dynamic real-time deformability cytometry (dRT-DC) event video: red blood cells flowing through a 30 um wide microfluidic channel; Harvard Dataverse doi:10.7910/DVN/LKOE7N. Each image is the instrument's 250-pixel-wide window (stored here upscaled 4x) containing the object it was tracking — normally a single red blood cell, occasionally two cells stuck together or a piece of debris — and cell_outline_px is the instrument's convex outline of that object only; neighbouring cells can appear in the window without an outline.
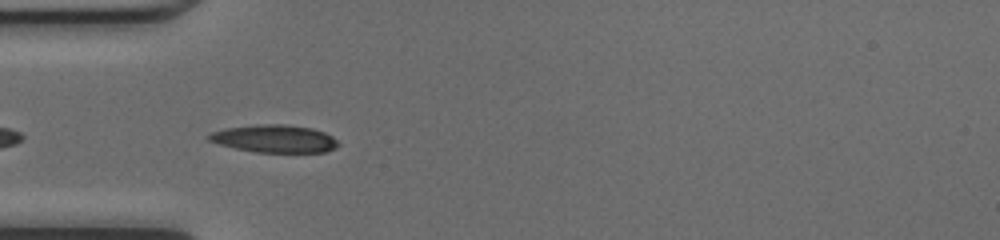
{"species": "common noctule bat (a hibernating species)", "species_latin": "Nyctalus noctula", "temperature_condition": "cold", "stored_images_in_passage": 34, "camera_frame_rate_fps": 3000, "um_per_image_px": 0.085, "animal": {"sex": "female", "body_mass_g": 17.0, "forearm_length_mm": 48.0}, "frame": {"image": 1, "passage_image": 2, "time_ms": 0.333, "image_size_px": [1000, 240], "cell_outline_px": [[340, 144], [336, 148], [328, 152], [256, 152], [236, 148], [220, 144], [208, 140], [208, 132], [224, 128], [256, 124], [284, 124], [312, 128], [324, 132], [332, 136]], "centroid_in_image_um": [23.34, 11.78], "position_along_channel_um": 61.7, "area_um2": 20.98}}
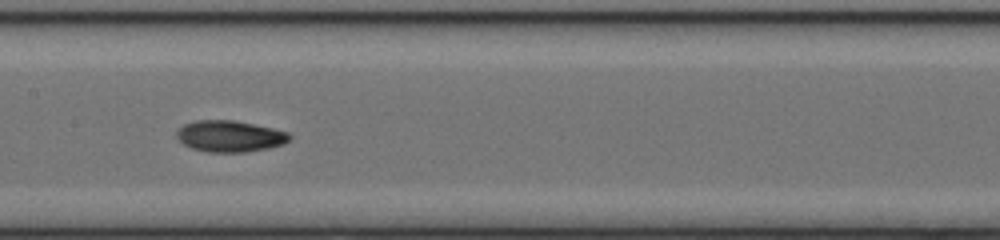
{"frame": {"image": 2, "passage_image": 11, "time_ms": 3.333, "image_size_px": [1000, 240], "cell_outline_px": [[292, 140], [284, 144], [268, 148], [244, 152], [208, 152], [192, 148], [184, 144], [176, 136], [176, 132], [184, 124], [196, 120], [232, 120], [272, 128], [288, 132], [292, 136]], "centroid_in_image_um": [19.56, 11.58], "position_along_channel_um": 187.8, "area_um2": 20.58}}
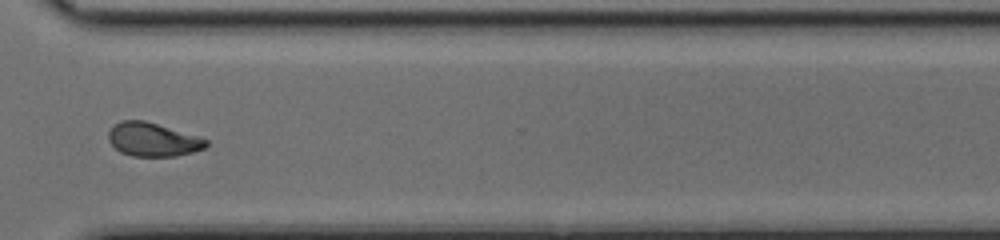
{"frame": {"image": 3, "passage_image": 23, "time_ms": 7.333, "image_size_px": [1000, 240], "cell_outline_px": [[208, 144], [204, 148], [192, 152], [176, 156], [132, 156], [120, 152], [108, 140], [108, 132], [112, 124], [120, 120], [144, 120], [200, 136], [208, 140]], "centroid_in_image_um": [12.97, 11.85], "position_along_channel_um": 357.6, "area_um2": 19.31}, "authors_computed_cell_mechanics": {"area_um2": 19.7387, "velocity_mm_per_s": 4.2559, "shape_relaxation_time_tau1_ms": 3.0316, "shape_relaxation_time_tau2_ms": 2.9163, "deformation_change_tau1": 0.1678, "deformation_change_tau2": 0.0819}}